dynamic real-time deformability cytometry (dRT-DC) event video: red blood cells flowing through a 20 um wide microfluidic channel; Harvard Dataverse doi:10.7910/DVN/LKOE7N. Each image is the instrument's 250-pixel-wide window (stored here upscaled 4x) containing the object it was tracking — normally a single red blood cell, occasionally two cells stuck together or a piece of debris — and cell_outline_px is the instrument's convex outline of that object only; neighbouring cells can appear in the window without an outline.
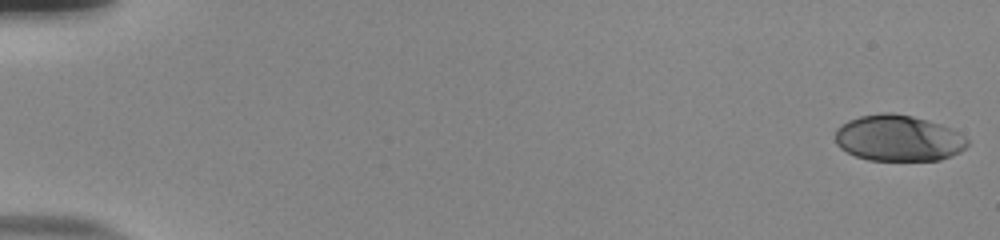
{"species": "human", "species_latin": "Homo sapiens", "temperature_condition": "room temperature", "stored_images_in_passage": 19, "camera_frame_rate_fps": 3000, "um_per_image_px": 0.085, "donor": {"sex": "male"}, "frame": {"image": 1, "passage_image": 1, "time_ms": 0.0, "image_size_px": [1000, 240], "cell_outline_px": [[968, 144], [960, 152], [952, 156], [940, 160], [868, 160], [856, 156], [840, 148], [836, 144], [836, 128], [840, 124], [848, 120], [860, 116], [880, 112], [892, 112], [912, 116], [928, 120], [952, 128], [964, 136], [968, 140]], "centroid_in_image_um": [76.35, 11.73], "position_along_channel_um": 8.6, "area_um2": 35.72}}
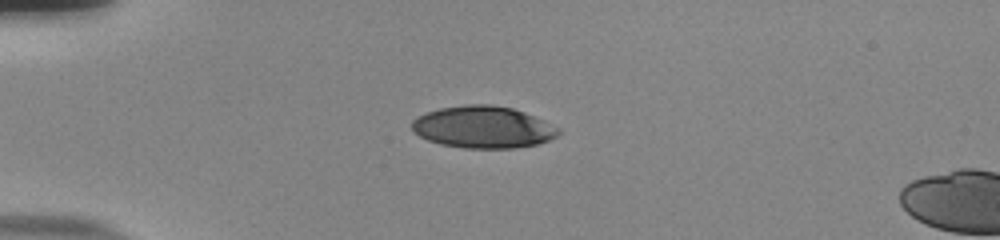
{"frame": {"image": 2, "passage_image": 15, "time_ms": 4.667, "image_size_px": [1000, 240], "cell_outline_px": [[560, 132], [556, 136], [548, 140], [536, 144], [512, 148], [464, 148], [440, 144], [428, 140], [420, 136], [412, 128], [412, 120], [416, 116], [424, 112], [440, 108], [464, 104], [492, 104], [512, 108], [524, 112], [544, 120], [560, 128]], "centroid_in_image_um": [41.04, 10.79], "position_along_channel_um": 44.0, "area_um2": 35.95}}